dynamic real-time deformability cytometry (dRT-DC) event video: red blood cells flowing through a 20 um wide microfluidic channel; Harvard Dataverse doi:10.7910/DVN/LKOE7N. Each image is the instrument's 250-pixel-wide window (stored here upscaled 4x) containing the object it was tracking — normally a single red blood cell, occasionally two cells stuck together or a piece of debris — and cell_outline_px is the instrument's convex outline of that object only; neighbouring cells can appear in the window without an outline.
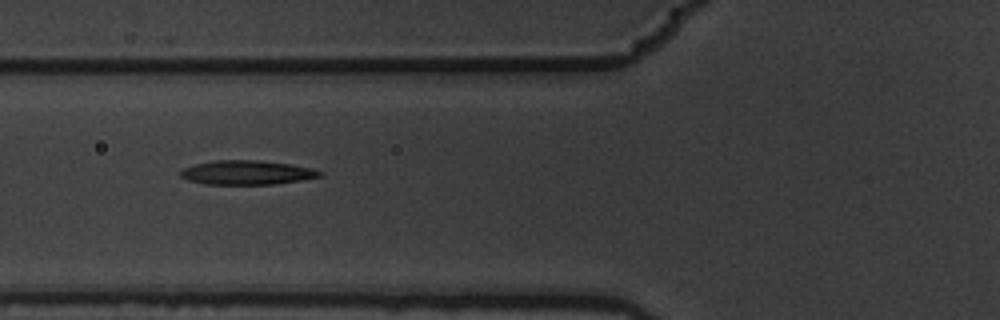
{"species": "common noctule bat (a hibernating species)", "species_latin": "Nyctalus noctula", "temperature_condition": "warm", "stored_images_in_passage": 9, "camera_frame_rate_fps": 3000, "um_per_image_px": 0.085, "animal": {"sex": "male", "body_mass_g": 19.5, "forearm_length_mm": 54.6}, "frame": {"image": 1, "passage_image": 6, "time_ms": 1.667, "image_size_px": [1000, 320], "cell_outline_px": [[324, 176], [304, 180], [272, 184], [204, 184], [188, 180], [180, 176], [180, 172], [184, 168], [196, 164], [212, 160], [260, 160], [292, 164], [312, 168], [324, 172]], "centroid_in_image_um": [21.05, 14.66], "position_along_channel_um": 104.8, "area_um2": 19.83}}
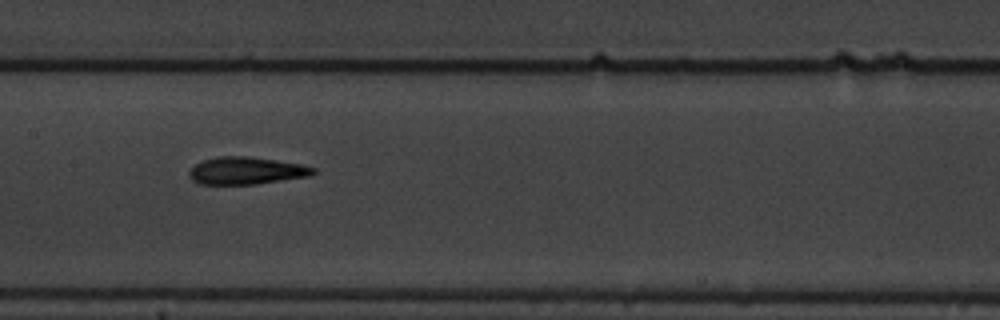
{"frame": {"image": 2, "passage_image": 8, "time_ms": 2.333, "image_size_px": [1000, 320], "cell_outline_px": [[316, 172], [312, 176], [256, 184], [200, 184], [192, 180], [188, 172], [196, 164], [204, 160], [220, 156], [248, 156], [304, 164], [316, 168]], "centroid_in_image_um": [21.0, 14.51], "position_along_channel_um": 186.4, "area_um2": 19.88}}
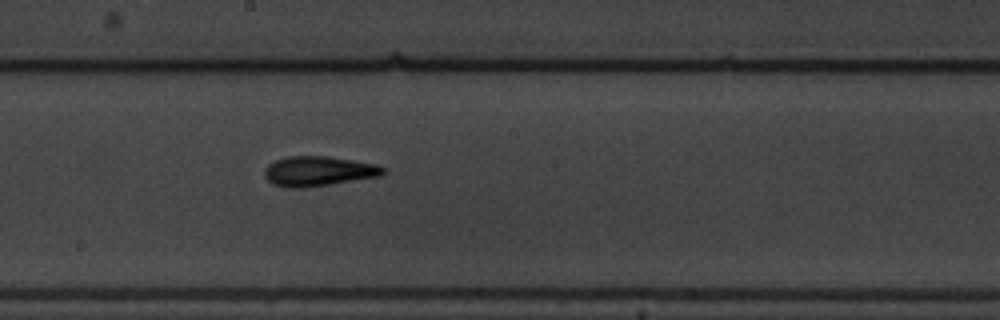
{"frame": {"image": 3, "passage_image": 9, "time_ms": 2.667, "image_size_px": [1000, 320], "cell_outline_px": [[384, 172], [380, 176], [304, 188], [288, 188], [272, 184], [264, 176], [264, 168], [268, 164], [276, 160], [288, 156], [328, 156], [376, 164], [384, 168]], "centroid_in_image_um": [27.01, 14.55], "position_along_channel_um": 221.2, "area_um2": 20.58}}